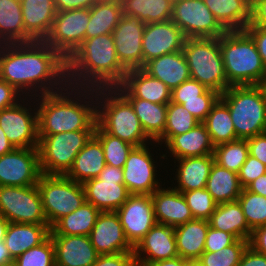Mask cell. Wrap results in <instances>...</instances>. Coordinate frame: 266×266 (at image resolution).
<instances>
[{
	"instance_id": "1",
	"label": "cell",
	"mask_w": 266,
	"mask_h": 266,
	"mask_svg": "<svg viewBox=\"0 0 266 266\" xmlns=\"http://www.w3.org/2000/svg\"><path fill=\"white\" fill-rule=\"evenodd\" d=\"M0 78L24 97L54 93L68 85L67 60L45 41L0 44Z\"/></svg>"
},
{
	"instance_id": "2",
	"label": "cell",
	"mask_w": 266,
	"mask_h": 266,
	"mask_svg": "<svg viewBox=\"0 0 266 266\" xmlns=\"http://www.w3.org/2000/svg\"><path fill=\"white\" fill-rule=\"evenodd\" d=\"M35 100L38 105V135L96 128L97 101L94 88L67 85L60 91L35 97Z\"/></svg>"
},
{
	"instance_id": "3",
	"label": "cell",
	"mask_w": 266,
	"mask_h": 266,
	"mask_svg": "<svg viewBox=\"0 0 266 266\" xmlns=\"http://www.w3.org/2000/svg\"><path fill=\"white\" fill-rule=\"evenodd\" d=\"M127 71L118 59L112 34L85 38L67 59V81L74 87L115 88Z\"/></svg>"
},
{
	"instance_id": "4",
	"label": "cell",
	"mask_w": 266,
	"mask_h": 266,
	"mask_svg": "<svg viewBox=\"0 0 266 266\" xmlns=\"http://www.w3.org/2000/svg\"><path fill=\"white\" fill-rule=\"evenodd\" d=\"M227 82L233 85H260L266 68L252 37L245 30L227 31L219 37Z\"/></svg>"
},
{
	"instance_id": "5",
	"label": "cell",
	"mask_w": 266,
	"mask_h": 266,
	"mask_svg": "<svg viewBox=\"0 0 266 266\" xmlns=\"http://www.w3.org/2000/svg\"><path fill=\"white\" fill-rule=\"evenodd\" d=\"M97 125L135 147L155 142L145 134L131 103L116 88H97Z\"/></svg>"
},
{
	"instance_id": "6",
	"label": "cell",
	"mask_w": 266,
	"mask_h": 266,
	"mask_svg": "<svg viewBox=\"0 0 266 266\" xmlns=\"http://www.w3.org/2000/svg\"><path fill=\"white\" fill-rule=\"evenodd\" d=\"M220 99L230 110L237 138L266 132V98L260 85L230 86Z\"/></svg>"
},
{
	"instance_id": "7",
	"label": "cell",
	"mask_w": 266,
	"mask_h": 266,
	"mask_svg": "<svg viewBox=\"0 0 266 266\" xmlns=\"http://www.w3.org/2000/svg\"><path fill=\"white\" fill-rule=\"evenodd\" d=\"M182 52L192 79L219 94L231 86L227 82L219 38H186Z\"/></svg>"
},
{
	"instance_id": "8",
	"label": "cell",
	"mask_w": 266,
	"mask_h": 266,
	"mask_svg": "<svg viewBox=\"0 0 266 266\" xmlns=\"http://www.w3.org/2000/svg\"><path fill=\"white\" fill-rule=\"evenodd\" d=\"M95 130L38 135L39 164L42 174L66 175L75 157L94 135Z\"/></svg>"
},
{
	"instance_id": "9",
	"label": "cell",
	"mask_w": 266,
	"mask_h": 266,
	"mask_svg": "<svg viewBox=\"0 0 266 266\" xmlns=\"http://www.w3.org/2000/svg\"><path fill=\"white\" fill-rule=\"evenodd\" d=\"M42 208L50 228L62 217L71 214L85 202L83 185L66 175L41 174L37 183Z\"/></svg>"
},
{
	"instance_id": "10",
	"label": "cell",
	"mask_w": 266,
	"mask_h": 266,
	"mask_svg": "<svg viewBox=\"0 0 266 266\" xmlns=\"http://www.w3.org/2000/svg\"><path fill=\"white\" fill-rule=\"evenodd\" d=\"M0 214L12 223L48 225L37 184L0 186Z\"/></svg>"
},
{
	"instance_id": "11",
	"label": "cell",
	"mask_w": 266,
	"mask_h": 266,
	"mask_svg": "<svg viewBox=\"0 0 266 266\" xmlns=\"http://www.w3.org/2000/svg\"><path fill=\"white\" fill-rule=\"evenodd\" d=\"M30 100L34 101V106ZM35 106V97L23 96L15 105L0 111V127L14 148L38 147V115Z\"/></svg>"
},
{
	"instance_id": "12",
	"label": "cell",
	"mask_w": 266,
	"mask_h": 266,
	"mask_svg": "<svg viewBox=\"0 0 266 266\" xmlns=\"http://www.w3.org/2000/svg\"><path fill=\"white\" fill-rule=\"evenodd\" d=\"M86 201L101 212H116L131 195L124 185L122 168L106 164L97 178L83 184Z\"/></svg>"
},
{
	"instance_id": "13",
	"label": "cell",
	"mask_w": 266,
	"mask_h": 266,
	"mask_svg": "<svg viewBox=\"0 0 266 266\" xmlns=\"http://www.w3.org/2000/svg\"><path fill=\"white\" fill-rule=\"evenodd\" d=\"M171 20L186 38H219L227 32L203 0L173 2Z\"/></svg>"
},
{
	"instance_id": "14",
	"label": "cell",
	"mask_w": 266,
	"mask_h": 266,
	"mask_svg": "<svg viewBox=\"0 0 266 266\" xmlns=\"http://www.w3.org/2000/svg\"><path fill=\"white\" fill-rule=\"evenodd\" d=\"M89 20L90 9L59 11L44 41L67 60L85 40Z\"/></svg>"
},
{
	"instance_id": "15",
	"label": "cell",
	"mask_w": 266,
	"mask_h": 266,
	"mask_svg": "<svg viewBox=\"0 0 266 266\" xmlns=\"http://www.w3.org/2000/svg\"><path fill=\"white\" fill-rule=\"evenodd\" d=\"M147 145L150 144L134 147L122 168L124 185L130 194L151 195L162 187L159 182L160 178L158 180L156 173L157 161L154 160L152 157L154 155L149 150L152 148Z\"/></svg>"
},
{
	"instance_id": "16",
	"label": "cell",
	"mask_w": 266,
	"mask_h": 266,
	"mask_svg": "<svg viewBox=\"0 0 266 266\" xmlns=\"http://www.w3.org/2000/svg\"><path fill=\"white\" fill-rule=\"evenodd\" d=\"M38 148H15L0 156V186L36 185L41 175Z\"/></svg>"
},
{
	"instance_id": "17",
	"label": "cell",
	"mask_w": 266,
	"mask_h": 266,
	"mask_svg": "<svg viewBox=\"0 0 266 266\" xmlns=\"http://www.w3.org/2000/svg\"><path fill=\"white\" fill-rule=\"evenodd\" d=\"M145 26L138 17L123 14L112 32L118 59L127 70L143 68L142 38Z\"/></svg>"
},
{
	"instance_id": "18",
	"label": "cell",
	"mask_w": 266,
	"mask_h": 266,
	"mask_svg": "<svg viewBox=\"0 0 266 266\" xmlns=\"http://www.w3.org/2000/svg\"><path fill=\"white\" fill-rule=\"evenodd\" d=\"M116 213L126 239L133 247L156 224L151 195L131 194Z\"/></svg>"
},
{
	"instance_id": "19",
	"label": "cell",
	"mask_w": 266,
	"mask_h": 266,
	"mask_svg": "<svg viewBox=\"0 0 266 266\" xmlns=\"http://www.w3.org/2000/svg\"><path fill=\"white\" fill-rule=\"evenodd\" d=\"M185 40L172 20L146 24L142 38L143 67L154 58L182 51Z\"/></svg>"
},
{
	"instance_id": "20",
	"label": "cell",
	"mask_w": 266,
	"mask_h": 266,
	"mask_svg": "<svg viewBox=\"0 0 266 266\" xmlns=\"http://www.w3.org/2000/svg\"><path fill=\"white\" fill-rule=\"evenodd\" d=\"M138 266L179 256L174 227L156 223L134 247Z\"/></svg>"
},
{
	"instance_id": "21",
	"label": "cell",
	"mask_w": 266,
	"mask_h": 266,
	"mask_svg": "<svg viewBox=\"0 0 266 266\" xmlns=\"http://www.w3.org/2000/svg\"><path fill=\"white\" fill-rule=\"evenodd\" d=\"M89 237L99 255L134 252L116 212H101Z\"/></svg>"
},
{
	"instance_id": "22",
	"label": "cell",
	"mask_w": 266,
	"mask_h": 266,
	"mask_svg": "<svg viewBox=\"0 0 266 266\" xmlns=\"http://www.w3.org/2000/svg\"><path fill=\"white\" fill-rule=\"evenodd\" d=\"M56 266H92L98 257L86 235H50Z\"/></svg>"
},
{
	"instance_id": "23",
	"label": "cell",
	"mask_w": 266,
	"mask_h": 266,
	"mask_svg": "<svg viewBox=\"0 0 266 266\" xmlns=\"http://www.w3.org/2000/svg\"><path fill=\"white\" fill-rule=\"evenodd\" d=\"M151 199L158 224L175 228L194 219L183 194L168 185L151 194Z\"/></svg>"
},
{
	"instance_id": "24",
	"label": "cell",
	"mask_w": 266,
	"mask_h": 266,
	"mask_svg": "<svg viewBox=\"0 0 266 266\" xmlns=\"http://www.w3.org/2000/svg\"><path fill=\"white\" fill-rule=\"evenodd\" d=\"M25 43L44 41L49 35L57 10L54 0H21Z\"/></svg>"
},
{
	"instance_id": "25",
	"label": "cell",
	"mask_w": 266,
	"mask_h": 266,
	"mask_svg": "<svg viewBox=\"0 0 266 266\" xmlns=\"http://www.w3.org/2000/svg\"><path fill=\"white\" fill-rule=\"evenodd\" d=\"M115 88L131 103L145 134L153 142H157L164 134L167 104L135 98L122 84Z\"/></svg>"
},
{
	"instance_id": "26",
	"label": "cell",
	"mask_w": 266,
	"mask_h": 266,
	"mask_svg": "<svg viewBox=\"0 0 266 266\" xmlns=\"http://www.w3.org/2000/svg\"><path fill=\"white\" fill-rule=\"evenodd\" d=\"M164 146L175 160L214 153V145L203 122L183 134L173 136Z\"/></svg>"
},
{
	"instance_id": "27",
	"label": "cell",
	"mask_w": 266,
	"mask_h": 266,
	"mask_svg": "<svg viewBox=\"0 0 266 266\" xmlns=\"http://www.w3.org/2000/svg\"><path fill=\"white\" fill-rule=\"evenodd\" d=\"M176 168L174 180L178 183L173 189L179 192L205 188L213 163V155L186 157L173 161Z\"/></svg>"
},
{
	"instance_id": "28",
	"label": "cell",
	"mask_w": 266,
	"mask_h": 266,
	"mask_svg": "<svg viewBox=\"0 0 266 266\" xmlns=\"http://www.w3.org/2000/svg\"><path fill=\"white\" fill-rule=\"evenodd\" d=\"M150 76L165 83L171 90L191 78L182 51L162 55L148 61L142 68Z\"/></svg>"
},
{
	"instance_id": "29",
	"label": "cell",
	"mask_w": 266,
	"mask_h": 266,
	"mask_svg": "<svg viewBox=\"0 0 266 266\" xmlns=\"http://www.w3.org/2000/svg\"><path fill=\"white\" fill-rule=\"evenodd\" d=\"M122 85L135 97L151 103L171 102V89L159 79L150 76L142 68L128 70Z\"/></svg>"
},
{
	"instance_id": "30",
	"label": "cell",
	"mask_w": 266,
	"mask_h": 266,
	"mask_svg": "<svg viewBox=\"0 0 266 266\" xmlns=\"http://www.w3.org/2000/svg\"><path fill=\"white\" fill-rule=\"evenodd\" d=\"M49 225L9 222L4 242L15 260L25 251L40 245L50 236Z\"/></svg>"
},
{
	"instance_id": "31",
	"label": "cell",
	"mask_w": 266,
	"mask_h": 266,
	"mask_svg": "<svg viewBox=\"0 0 266 266\" xmlns=\"http://www.w3.org/2000/svg\"><path fill=\"white\" fill-rule=\"evenodd\" d=\"M106 166L101 142L93 135L75 157L66 176L77 183L97 178Z\"/></svg>"
},
{
	"instance_id": "32",
	"label": "cell",
	"mask_w": 266,
	"mask_h": 266,
	"mask_svg": "<svg viewBox=\"0 0 266 266\" xmlns=\"http://www.w3.org/2000/svg\"><path fill=\"white\" fill-rule=\"evenodd\" d=\"M209 220L193 219L174 228L178 254L189 261H197L204 252Z\"/></svg>"
},
{
	"instance_id": "33",
	"label": "cell",
	"mask_w": 266,
	"mask_h": 266,
	"mask_svg": "<svg viewBox=\"0 0 266 266\" xmlns=\"http://www.w3.org/2000/svg\"><path fill=\"white\" fill-rule=\"evenodd\" d=\"M219 23L227 30H244L251 21V3L247 0H203Z\"/></svg>"
},
{
	"instance_id": "34",
	"label": "cell",
	"mask_w": 266,
	"mask_h": 266,
	"mask_svg": "<svg viewBox=\"0 0 266 266\" xmlns=\"http://www.w3.org/2000/svg\"><path fill=\"white\" fill-rule=\"evenodd\" d=\"M209 224L214 229L232 234L236 239L249 241L252 234L238 201L217 204Z\"/></svg>"
},
{
	"instance_id": "35",
	"label": "cell",
	"mask_w": 266,
	"mask_h": 266,
	"mask_svg": "<svg viewBox=\"0 0 266 266\" xmlns=\"http://www.w3.org/2000/svg\"><path fill=\"white\" fill-rule=\"evenodd\" d=\"M122 15L121 0H99L90 8L85 38L112 34Z\"/></svg>"
},
{
	"instance_id": "36",
	"label": "cell",
	"mask_w": 266,
	"mask_h": 266,
	"mask_svg": "<svg viewBox=\"0 0 266 266\" xmlns=\"http://www.w3.org/2000/svg\"><path fill=\"white\" fill-rule=\"evenodd\" d=\"M205 189L217 204L237 201L242 192L238 174L213 163Z\"/></svg>"
},
{
	"instance_id": "37",
	"label": "cell",
	"mask_w": 266,
	"mask_h": 266,
	"mask_svg": "<svg viewBox=\"0 0 266 266\" xmlns=\"http://www.w3.org/2000/svg\"><path fill=\"white\" fill-rule=\"evenodd\" d=\"M101 211L85 202L71 214L60 218L51 228L50 235L89 236Z\"/></svg>"
},
{
	"instance_id": "38",
	"label": "cell",
	"mask_w": 266,
	"mask_h": 266,
	"mask_svg": "<svg viewBox=\"0 0 266 266\" xmlns=\"http://www.w3.org/2000/svg\"><path fill=\"white\" fill-rule=\"evenodd\" d=\"M25 43L21 0H0V44Z\"/></svg>"
},
{
	"instance_id": "39",
	"label": "cell",
	"mask_w": 266,
	"mask_h": 266,
	"mask_svg": "<svg viewBox=\"0 0 266 266\" xmlns=\"http://www.w3.org/2000/svg\"><path fill=\"white\" fill-rule=\"evenodd\" d=\"M123 14L138 17L145 24L171 20L172 0H121Z\"/></svg>"
},
{
	"instance_id": "40",
	"label": "cell",
	"mask_w": 266,
	"mask_h": 266,
	"mask_svg": "<svg viewBox=\"0 0 266 266\" xmlns=\"http://www.w3.org/2000/svg\"><path fill=\"white\" fill-rule=\"evenodd\" d=\"M214 146L238 139L228 106L219 99L203 121Z\"/></svg>"
},
{
	"instance_id": "41",
	"label": "cell",
	"mask_w": 266,
	"mask_h": 266,
	"mask_svg": "<svg viewBox=\"0 0 266 266\" xmlns=\"http://www.w3.org/2000/svg\"><path fill=\"white\" fill-rule=\"evenodd\" d=\"M200 121L181 104H167L166 126L163 136L155 142L157 145L166 144L173 136L183 134L193 129ZM160 143V144H159Z\"/></svg>"
},
{
	"instance_id": "42",
	"label": "cell",
	"mask_w": 266,
	"mask_h": 266,
	"mask_svg": "<svg viewBox=\"0 0 266 266\" xmlns=\"http://www.w3.org/2000/svg\"><path fill=\"white\" fill-rule=\"evenodd\" d=\"M249 155L247 139H236L214 146V160L219 166L239 173Z\"/></svg>"
},
{
	"instance_id": "43",
	"label": "cell",
	"mask_w": 266,
	"mask_h": 266,
	"mask_svg": "<svg viewBox=\"0 0 266 266\" xmlns=\"http://www.w3.org/2000/svg\"><path fill=\"white\" fill-rule=\"evenodd\" d=\"M94 136L101 142L106 164L123 168L129 153L135 146L108 134L98 125H96Z\"/></svg>"
},
{
	"instance_id": "44",
	"label": "cell",
	"mask_w": 266,
	"mask_h": 266,
	"mask_svg": "<svg viewBox=\"0 0 266 266\" xmlns=\"http://www.w3.org/2000/svg\"><path fill=\"white\" fill-rule=\"evenodd\" d=\"M248 246L249 241L237 239L230 246L216 252L204 251L197 261L201 266H238Z\"/></svg>"
},
{
	"instance_id": "45",
	"label": "cell",
	"mask_w": 266,
	"mask_h": 266,
	"mask_svg": "<svg viewBox=\"0 0 266 266\" xmlns=\"http://www.w3.org/2000/svg\"><path fill=\"white\" fill-rule=\"evenodd\" d=\"M237 201L251 231L266 224V197L243 188Z\"/></svg>"
},
{
	"instance_id": "46",
	"label": "cell",
	"mask_w": 266,
	"mask_h": 266,
	"mask_svg": "<svg viewBox=\"0 0 266 266\" xmlns=\"http://www.w3.org/2000/svg\"><path fill=\"white\" fill-rule=\"evenodd\" d=\"M13 266H56L55 250L51 236L40 245L21 254L14 260Z\"/></svg>"
},
{
	"instance_id": "47",
	"label": "cell",
	"mask_w": 266,
	"mask_h": 266,
	"mask_svg": "<svg viewBox=\"0 0 266 266\" xmlns=\"http://www.w3.org/2000/svg\"><path fill=\"white\" fill-rule=\"evenodd\" d=\"M182 194L185 197L194 219H210L215 211L217 203L205 188L182 192Z\"/></svg>"
},
{
	"instance_id": "48",
	"label": "cell",
	"mask_w": 266,
	"mask_h": 266,
	"mask_svg": "<svg viewBox=\"0 0 266 266\" xmlns=\"http://www.w3.org/2000/svg\"><path fill=\"white\" fill-rule=\"evenodd\" d=\"M221 94L214 90L207 89L202 95L201 100L185 101L182 106L186 108L198 121L203 122L212 107L220 99Z\"/></svg>"
},
{
	"instance_id": "49",
	"label": "cell",
	"mask_w": 266,
	"mask_h": 266,
	"mask_svg": "<svg viewBox=\"0 0 266 266\" xmlns=\"http://www.w3.org/2000/svg\"><path fill=\"white\" fill-rule=\"evenodd\" d=\"M206 90L204 85L189 78L171 91V101L182 105L185 101L201 100V95Z\"/></svg>"
},
{
	"instance_id": "50",
	"label": "cell",
	"mask_w": 266,
	"mask_h": 266,
	"mask_svg": "<svg viewBox=\"0 0 266 266\" xmlns=\"http://www.w3.org/2000/svg\"><path fill=\"white\" fill-rule=\"evenodd\" d=\"M263 174H266V166L258 159L248 155L238 173L240 185L242 188H246Z\"/></svg>"
},
{
	"instance_id": "51",
	"label": "cell",
	"mask_w": 266,
	"mask_h": 266,
	"mask_svg": "<svg viewBox=\"0 0 266 266\" xmlns=\"http://www.w3.org/2000/svg\"><path fill=\"white\" fill-rule=\"evenodd\" d=\"M237 239L230 233L209 226L204 251L216 252L233 244Z\"/></svg>"
},
{
	"instance_id": "52",
	"label": "cell",
	"mask_w": 266,
	"mask_h": 266,
	"mask_svg": "<svg viewBox=\"0 0 266 266\" xmlns=\"http://www.w3.org/2000/svg\"><path fill=\"white\" fill-rule=\"evenodd\" d=\"M92 266H138L134 252L98 255Z\"/></svg>"
},
{
	"instance_id": "53",
	"label": "cell",
	"mask_w": 266,
	"mask_h": 266,
	"mask_svg": "<svg viewBox=\"0 0 266 266\" xmlns=\"http://www.w3.org/2000/svg\"><path fill=\"white\" fill-rule=\"evenodd\" d=\"M21 96L24 95L0 78V111L15 105L23 98Z\"/></svg>"
},
{
	"instance_id": "54",
	"label": "cell",
	"mask_w": 266,
	"mask_h": 266,
	"mask_svg": "<svg viewBox=\"0 0 266 266\" xmlns=\"http://www.w3.org/2000/svg\"><path fill=\"white\" fill-rule=\"evenodd\" d=\"M249 155L258 159L266 166V132L247 139Z\"/></svg>"
},
{
	"instance_id": "55",
	"label": "cell",
	"mask_w": 266,
	"mask_h": 266,
	"mask_svg": "<svg viewBox=\"0 0 266 266\" xmlns=\"http://www.w3.org/2000/svg\"><path fill=\"white\" fill-rule=\"evenodd\" d=\"M254 40L266 68V27L247 26L244 29Z\"/></svg>"
},
{
	"instance_id": "56",
	"label": "cell",
	"mask_w": 266,
	"mask_h": 266,
	"mask_svg": "<svg viewBox=\"0 0 266 266\" xmlns=\"http://www.w3.org/2000/svg\"><path fill=\"white\" fill-rule=\"evenodd\" d=\"M248 26L266 27V0H255L251 4V21Z\"/></svg>"
},
{
	"instance_id": "57",
	"label": "cell",
	"mask_w": 266,
	"mask_h": 266,
	"mask_svg": "<svg viewBox=\"0 0 266 266\" xmlns=\"http://www.w3.org/2000/svg\"><path fill=\"white\" fill-rule=\"evenodd\" d=\"M249 246L256 252L266 255V224L252 231Z\"/></svg>"
},
{
	"instance_id": "58",
	"label": "cell",
	"mask_w": 266,
	"mask_h": 266,
	"mask_svg": "<svg viewBox=\"0 0 266 266\" xmlns=\"http://www.w3.org/2000/svg\"><path fill=\"white\" fill-rule=\"evenodd\" d=\"M238 266H266V255L260 254L248 246Z\"/></svg>"
},
{
	"instance_id": "59",
	"label": "cell",
	"mask_w": 266,
	"mask_h": 266,
	"mask_svg": "<svg viewBox=\"0 0 266 266\" xmlns=\"http://www.w3.org/2000/svg\"><path fill=\"white\" fill-rule=\"evenodd\" d=\"M57 12L79 8L90 9L99 0H54Z\"/></svg>"
},
{
	"instance_id": "60",
	"label": "cell",
	"mask_w": 266,
	"mask_h": 266,
	"mask_svg": "<svg viewBox=\"0 0 266 266\" xmlns=\"http://www.w3.org/2000/svg\"><path fill=\"white\" fill-rule=\"evenodd\" d=\"M246 189L252 193L266 197V174L255 179Z\"/></svg>"
},
{
	"instance_id": "61",
	"label": "cell",
	"mask_w": 266,
	"mask_h": 266,
	"mask_svg": "<svg viewBox=\"0 0 266 266\" xmlns=\"http://www.w3.org/2000/svg\"><path fill=\"white\" fill-rule=\"evenodd\" d=\"M189 260L183 259L180 256L174 258L159 260L153 263H150L146 266H185Z\"/></svg>"
},
{
	"instance_id": "62",
	"label": "cell",
	"mask_w": 266,
	"mask_h": 266,
	"mask_svg": "<svg viewBox=\"0 0 266 266\" xmlns=\"http://www.w3.org/2000/svg\"><path fill=\"white\" fill-rule=\"evenodd\" d=\"M14 259L12 258L4 241L0 242V266H13Z\"/></svg>"
},
{
	"instance_id": "63",
	"label": "cell",
	"mask_w": 266,
	"mask_h": 266,
	"mask_svg": "<svg viewBox=\"0 0 266 266\" xmlns=\"http://www.w3.org/2000/svg\"><path fill=\"white\" fill-rule=\"evenodd\" d=\"M15 148L13 145L10 143L8 138L6 137V134L0 127V156L10 153L14 150Z\"/></svg>"
},
{
	"instance_id": "64",
	"label": "cell",
	"mask_w": 266,
	"mask_h": 266,
	"mask_svg": "<svg viewBox=\"0 0 266 266\" xmlns=\"http://www.w3.org/2000/svg\"><path fill=\"white\" fill-rule=\"evenodd\" d=\"M9 221L0 214V242L4 241Z\"/></svg>"
},
{
	"instance_id": "65",
	"label": "cell",
	"mask_w": 266,
	"mask_h": 266,
	"mask_svg": "<svg viewBox=\"0 0 266 266\" xmlns=\"http://www.w3.org/2000/svg\"><path fill=\"white\" fill-rule=\"evenodd\" d=\"M185 266H201L198 261H188Z\"/></svg>"
},
{
	"instance_id": "66",
	"label": "cell",
	"mask_w": 266,
	"mask_h": 266,
	"mask_svg": "<svg viewBox=\"0 0 266 266\" xmlns=\"http://www.w3.org/2000/svg\"><path fill=\"white\" fill-rule=\"evenodd\" d=\"M260 87L262 88L264 95H265V98H266V77L264 78V80L260 84Z\"/></svg>"
},
{
	"instance_id": "67",
	"label": "cell",
	"mask_w": 266,
	"mask_h": 266,
	"mask_svg": "<svg viewBox=\"0 0 266 266\" xmlns=\"http://www.w3.org/2000/svg\"><path fill=\"white\" fill-rule=\"evenodd\" d=\"M248 2H250L251 4L255 1V0H247Z\"/></svg>"
}]
</instances>
